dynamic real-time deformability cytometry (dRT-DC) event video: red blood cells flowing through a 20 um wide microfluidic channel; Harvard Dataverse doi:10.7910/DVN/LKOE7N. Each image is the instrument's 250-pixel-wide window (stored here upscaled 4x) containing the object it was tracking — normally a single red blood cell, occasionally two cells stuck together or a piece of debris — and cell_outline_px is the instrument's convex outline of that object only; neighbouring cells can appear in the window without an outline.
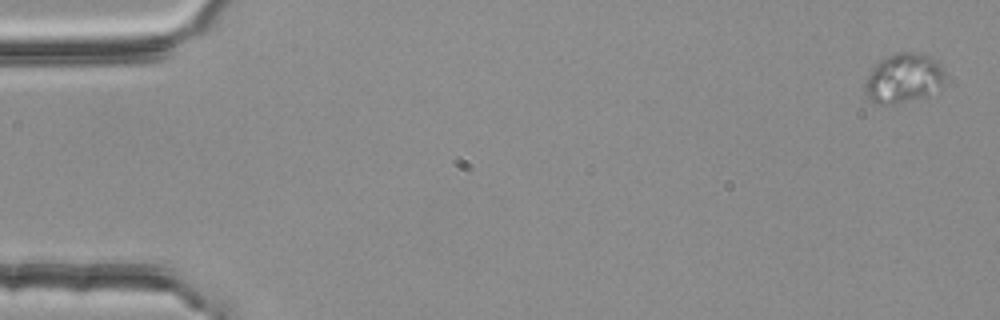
{"species": "common noctule bat (a hibernating species)", "species_latin": "Nyctalus noctula", "temperature_condition": "room temperature", "stored_images_in_passage": 6, "camera_frame_rate_fps": 3000, "um_per_image_px": 0.085, "animal": {"sex": "female", "body_mass_g": 25.1}, "frame": {"image": 1, "passage_image": 1, "time_ms": 0.0, "image_size_px": [1000, 320], "cell_outline_px": [[944, 76], [940, 88], [928, 96], [892, 104], [876, 104], [864, 92], [864, 80], [872, 68], [880, 60], [896, 52], [916, 52], [928, 56], [936, 60], [940, 64], [944, 72]], "centroid_in_image_um": [76.78, 6.65], "position_along_channel_um": 8.2, "area_um2": 23.12}}
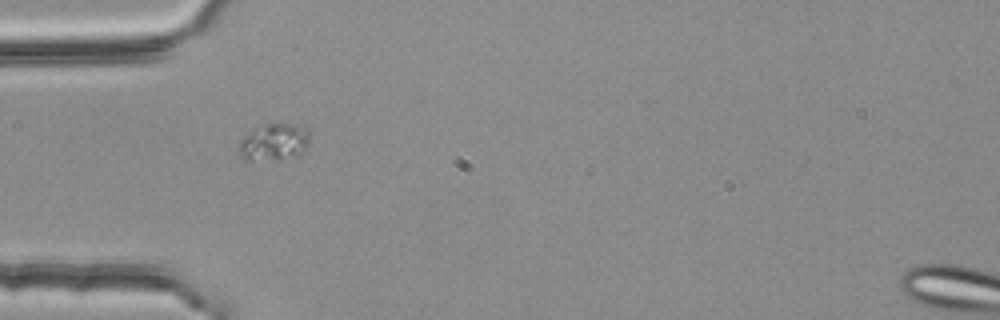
{"frame": {"image": 2, "passage_image": 5, "time_ms": 1.333, "image_size_px": [1000, 320], "cell_outline_px": [[308, 144], [300, 156], [276, 160], [248, 160], [240, 156], [236, 152], [240, 140], [252, 128], [264, 124], [300, 124], [308, 132]], "centroid_in_image_um": [23.25, 12.09], "position_along_channel_um": 61.8, "area_um2": 15.61}}